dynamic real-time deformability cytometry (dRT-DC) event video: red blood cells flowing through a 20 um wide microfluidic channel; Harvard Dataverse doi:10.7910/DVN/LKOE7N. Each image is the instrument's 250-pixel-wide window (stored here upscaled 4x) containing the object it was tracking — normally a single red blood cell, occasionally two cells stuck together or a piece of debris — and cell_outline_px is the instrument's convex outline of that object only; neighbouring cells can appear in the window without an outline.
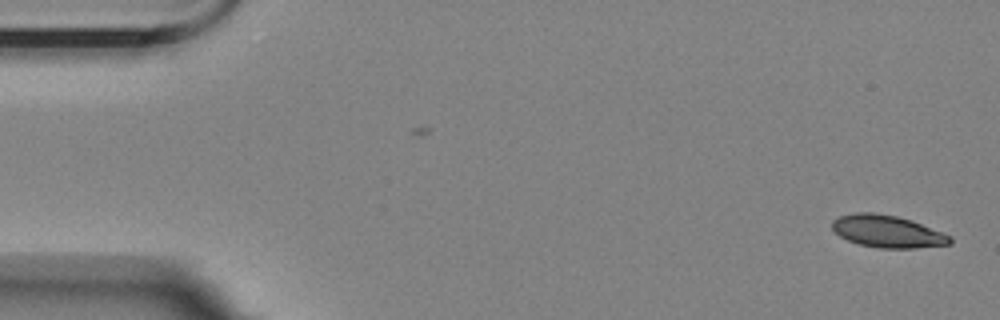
{"species": "Egyptian fruit bat (a non-hibernating species)", "species_latin": "Rousettus aegyptiacus", "temperature_condition": "room temperature", "stored_images_in_passage": 2, "camera_frame_rate_fps": 3000, "um_per_image_px": 0.085, "animal": {"sex": "female"}, "frame": {"image": 1, "passage_image": 2, "time_ms": 1.0, "image_size_px": [1000, 320], "cell_outline_px": [[952, 244], [916, 248], [880, 248], [860, 244], [848, 240], [840, 236], [832, 228], [832, 220], [840, 216], [856, 212], [872, 212], [896, 216], [912, 220], [952, 236]], "centroid_in_image_um": [75.45, 19.67], "position_along_channel_um": 9.5, "area_um2": 22.14}}